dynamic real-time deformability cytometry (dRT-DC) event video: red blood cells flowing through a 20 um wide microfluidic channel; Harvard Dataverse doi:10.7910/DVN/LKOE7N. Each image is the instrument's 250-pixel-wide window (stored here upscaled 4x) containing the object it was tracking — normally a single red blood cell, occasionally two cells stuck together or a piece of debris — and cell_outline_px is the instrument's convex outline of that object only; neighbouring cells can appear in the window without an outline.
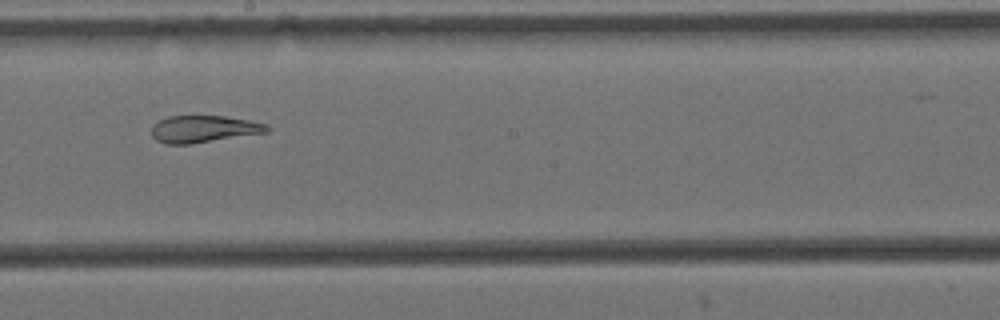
{"species": "Egyptian fruit bat (a non-hibernating species)", "species_latin": "Rousettus aegyptiacus", "temperature_condition": "cold", "stored_images_in_passage": 10, "camera_frame_rate_fps": 3000, "um_per_image_px": 0.085, "animal": {"sex": "female"}, "frame": {"image": 1, "passage_image": 9, "time_ms": 2.667, "image_size_px": [1000, 320], "cell_outline_px": [[272, 128], [268, 132], [192, 144], [164, 144], [156, 140], [152, 136], [152, 124], [168, 116], [224, 116], [248, 120], [268, 124]], "centroid_in_image_um": [17.32, 10.97], "position_along_channel_um": 230.9, "area_um2": 18.32}}
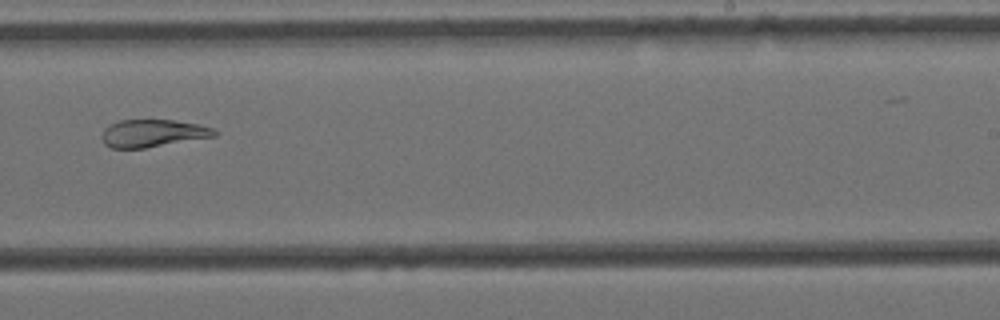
{"frame": {"image": 2, "passage_image": 10, "time_ms": 3.0, "image_size_px": [1000, 320], "cell_outline_px": [[216, 136], [144, 148], [112, 148], [104, 144], [100, 136], [104, 128], [108, 124], [120, 120], [172, 120], [196, 124], [212, 128], [216, 132]], "centroid_in_image_um": [12.91, 11.33], "position_along_channel_um": 276.1, "area_um2": 17.98}}